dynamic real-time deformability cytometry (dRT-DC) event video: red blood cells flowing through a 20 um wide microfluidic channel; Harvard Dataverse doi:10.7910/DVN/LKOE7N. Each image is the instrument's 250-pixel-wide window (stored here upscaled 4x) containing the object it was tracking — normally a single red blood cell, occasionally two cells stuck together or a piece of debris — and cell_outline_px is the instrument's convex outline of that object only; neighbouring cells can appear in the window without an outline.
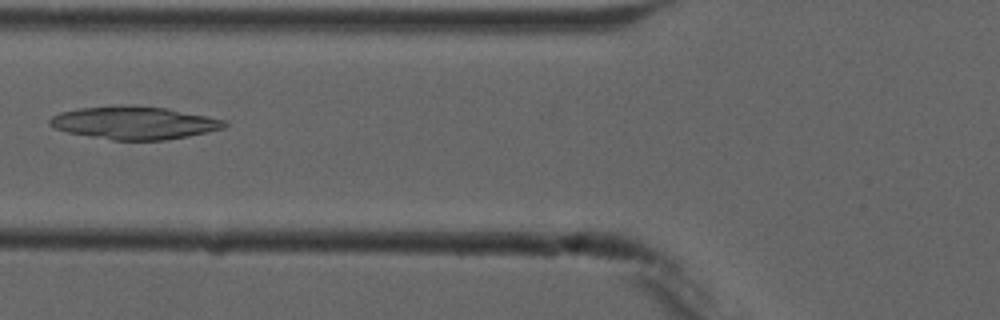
{"species": "common noctule bat (a hibernating species)", "species_latin": "Nyctalus noctula", "temperature_condition": "cold", "stored_images_in_passage": 4, "camera_frame_rate_fps": 3000, "um_per_image_px": 0.085, "animal": {"sex": "male", "forearm_length_mm": 52.5}, "frame": {"image": 1, "passage_image": 4, "time_ms": 3.333, "image_size_px": [1000, 320], "cell_outline_px": [[228, 124], [224, 128], [208, 132], [188, 136], [164, 140], [112, 140], [68, 132], [56, 128], [48, 124], [48, 120], [52, 116], [60, 112], [80, 108], [120, 104], [136, 104], [168, 108], [228, 120]], "centroid_in_image_um": [11.44, 10.42], "position_along_channel_um": 114.4, "area_um2": 33.87}}